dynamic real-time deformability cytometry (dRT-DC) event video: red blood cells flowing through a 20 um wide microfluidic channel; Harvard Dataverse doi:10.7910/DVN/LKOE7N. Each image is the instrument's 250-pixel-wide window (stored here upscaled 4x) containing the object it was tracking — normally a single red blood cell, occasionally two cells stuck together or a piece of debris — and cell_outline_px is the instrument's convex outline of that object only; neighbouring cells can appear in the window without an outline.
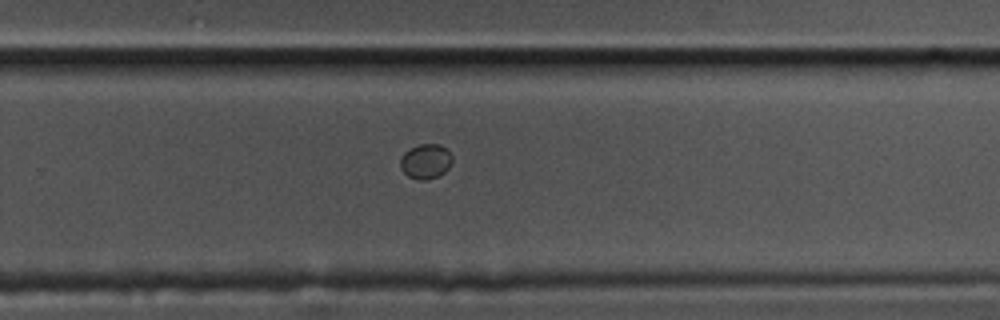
{"species": "common noctule bat (a hibernating species)", "species_latin": "Nyctalus noctula", "temperature_condition": "cold", "stored_images_in_passage": 45, "camera_frame_rate_fps": 3000, "um_per_image_px": 0.085, "animal": {"sex": "male", "body_mass_g": 17.5, "forearm_length_mm": 52.3}, "frame": {"image": 1, "passage_image": 24, "time_ms": 7.667, "image_size_px": [1000, 320], "cell_outline_px": [[452, 160], [448, 168], [444, 172], [436, 176], [424, 180], [420, 180], [408, 176], [400, 168], [400, 160], [404, 152], [420, 144], [440, 144], [448, 148], [452, 156]], "centroid_in_image_um": [36.19, 13.69], "position_along_channel_um": 293.6, "area_um2": 10.46}}
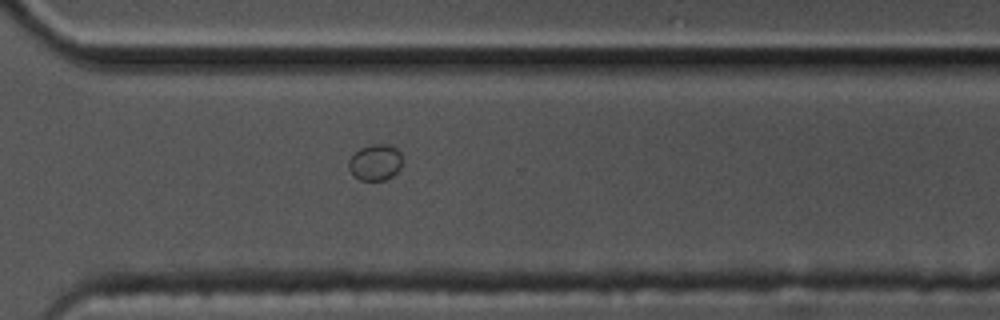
{"frame": {"image": 2, "passage_image": 28, "time_ms": 9.0, "image_size_px": [1000, 320], "cell_outline_px": [[404, 160], [400, 168], [392, 176], [384, 180], [360, 180], [352, 176], [348, 168], [348, 160], [360, 148], [372, 144], [388, 144], [396, 148], [400, 152]], "centroid_in_image_um": [31.91, 13.8], "position_along_channel_um": 338.7, "area_um2": 11.5}}
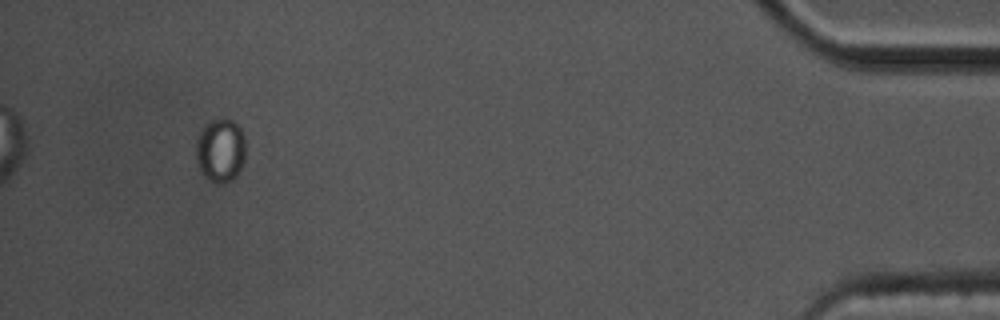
{"frame": {"image": 3, "passage_image": 41, "time_ms": 13.333, "image_size_px": [1000, 320], "cell_outline_px": [[244, 160], [236, 176], [232, 180], [224, 184], [208, 180], [200, 172], [196, 160], [196, 140], [200, 128], [204, 124], [212, 120], [232, 120], [240, 128], [244, 136]], "centroid_in_image_um": [18.7, 12.79], "position_along_channel_um": 416.5, "area_um2": 18.5}}